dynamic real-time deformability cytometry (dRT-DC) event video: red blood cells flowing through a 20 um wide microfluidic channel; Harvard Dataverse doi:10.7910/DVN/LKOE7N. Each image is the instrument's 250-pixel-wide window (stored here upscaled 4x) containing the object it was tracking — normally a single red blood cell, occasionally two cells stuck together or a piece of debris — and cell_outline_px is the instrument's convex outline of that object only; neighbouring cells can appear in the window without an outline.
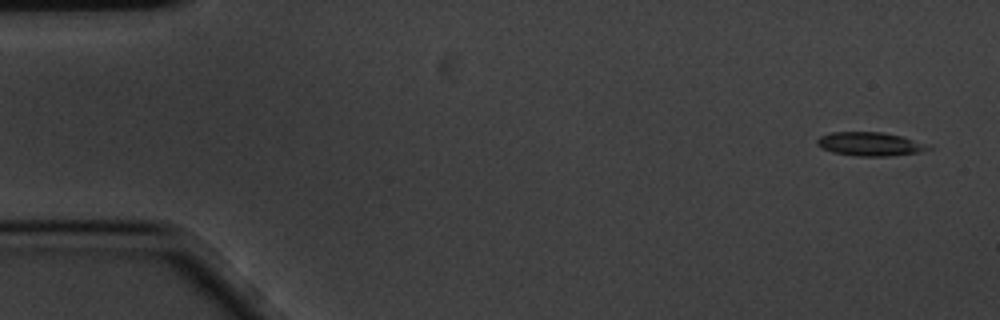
{"species": "common noctule bat (a hibernating species)", "species_latin": "Nyctalus noctula", "temperature_condition": "cold", "stored_images_in_passage": 5, "camera_frame_rate_fps": 3000, "um_per_image_px": 0.085, "animal": {"sex": "male", "body_mass_g": 20.1, "forearm_length_mm": 53.5}, "frame": {"image": 1, "passage_image": 1, "time_ms": 0.0, "image_size_px": [1000, 320], "cell_outline_px": [[932, 148], [920, 152], [888, 156], [856, 156], [832, 152], [820, 148], [816, 144], [816, 140], [820, 136], [832, 132], [880, 132], [900, 136], [924, 144]], "centroid_in_image_um": [73.86, 12.25], "position_along_channel_um": 11.1, "area_um2": 15.14}}
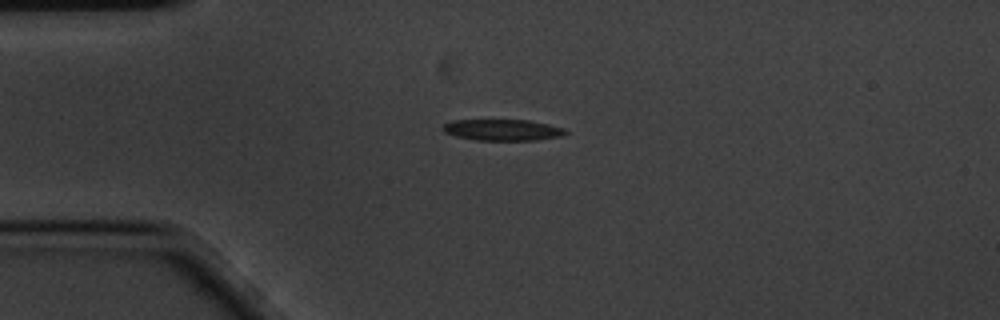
{"frame": {"image": 2, "passage_image": 4, "time_ms": 1.0, "image_size_px": [1000, 320], "cell_outline_px": [[568, 132], [560, 136], [536, 140], [476, 140], [456, 136], [444, 132], [440, 128], [444, 124], [452, 120], [528, 120], [548, 124], [564, 128]], "centroid_in_image_um": [42.69, 11.04], "position_along_channel_um": 42.3, "area_um2": 15.14}}